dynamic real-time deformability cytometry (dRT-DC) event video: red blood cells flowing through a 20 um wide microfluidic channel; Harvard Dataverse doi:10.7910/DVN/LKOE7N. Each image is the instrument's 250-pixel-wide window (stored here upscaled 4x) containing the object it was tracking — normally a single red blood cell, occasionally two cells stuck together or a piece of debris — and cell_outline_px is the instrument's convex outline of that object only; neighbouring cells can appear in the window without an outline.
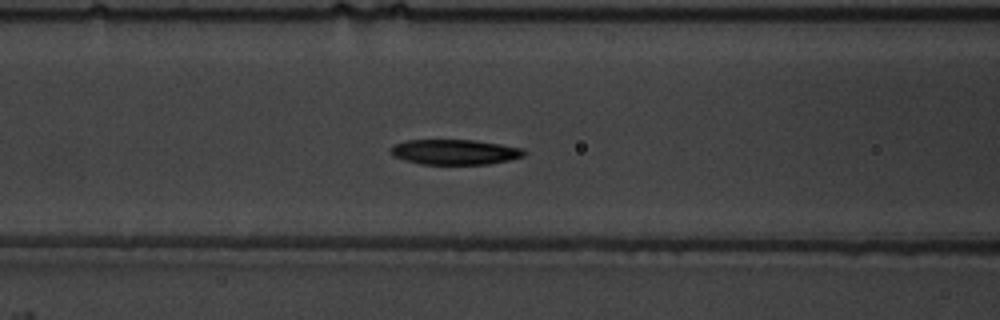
{"species": "common noctule bat (a hibernating species)", "species_latin": "Nyctalus noctula", "temperature_condition": "warm", "stored_images_in_passage": 56, "camera_frame_rate_fps": 3000, "um_per_image_px": 0.085, "animal": {"sex": "male", "body_mass_g": 19.5, "forearm_length_mm": 54.6}, "frame": {"image": 1, "passage_image": 24, "time_ms": 7.667, "image_size_px": [1000, 320], "cell_outline_px": [[528, 152], [524, 156], [508, 160], [488, 164], [420, 164], [404, 160], [392, 156], [388, 152], [388, 148], [392, 144], [404, 140], [476, 140], [524, 148]], "centroid_in_image_um": [38.6, 12.91], "position_along_channel_um": 128.0, "area_um2": 19.94}}
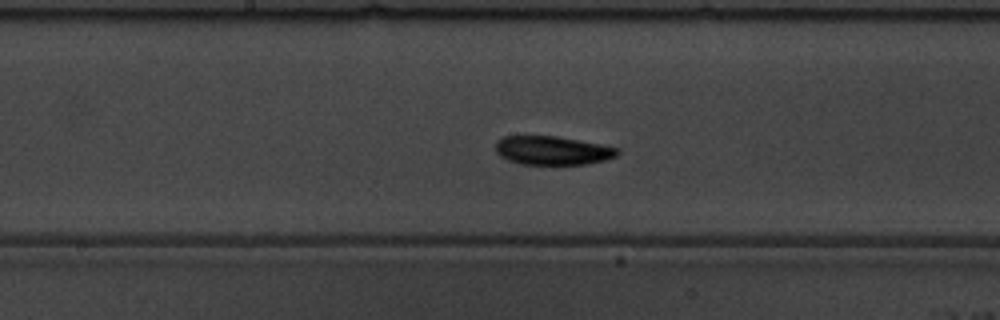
{"frame": {"image": 2, "passage_image": 30, "time_ms": 9.667, "image_size_px": [1000, 320], "cell_outline_px": [[620, 152], [616, 156], [604, 160], [584, 164], [520, 164], [508, 160], [500, 156], [496, 152], [496, 140], [504, 136], [556, 136], [600, 144], [620, 148]], "centroid_in_image_um": [46.95, 12.78], "position_along_channel_um": 201.3, "area_um2": 20.35}}
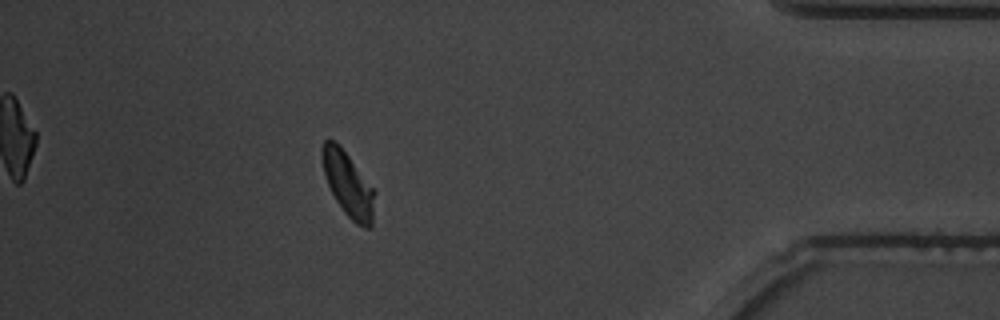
{"frame": {"image": 3, "passage_image": 50, "time_ms": 16.333, "image_size_px": [1000, 320], "cell_outline_px": [[376, 192], [372, 228], [364, 228], [356, 224], [344, 212], [336, 200], [328, 184], [324, 172], [320, 156], [320, 148], [324, 140], [332, 140], [348, 156]], "centroid_in_image_um": [29.6, 15.71], "position_along_channel_um": 405.6, "area_um2": 19.54}, "authors_computed_cell_mechanics": {"area_um2": 19.8254, "velocity_mm_per_s": 3.6708, "shape_relaxation_time_tau1_ms": 3.1742, "shape_relaxation_time_tau2_ms": 2.6994, "deformation_change_tau1": 0.1451, "deformation_change_tau2": 0.0659}}